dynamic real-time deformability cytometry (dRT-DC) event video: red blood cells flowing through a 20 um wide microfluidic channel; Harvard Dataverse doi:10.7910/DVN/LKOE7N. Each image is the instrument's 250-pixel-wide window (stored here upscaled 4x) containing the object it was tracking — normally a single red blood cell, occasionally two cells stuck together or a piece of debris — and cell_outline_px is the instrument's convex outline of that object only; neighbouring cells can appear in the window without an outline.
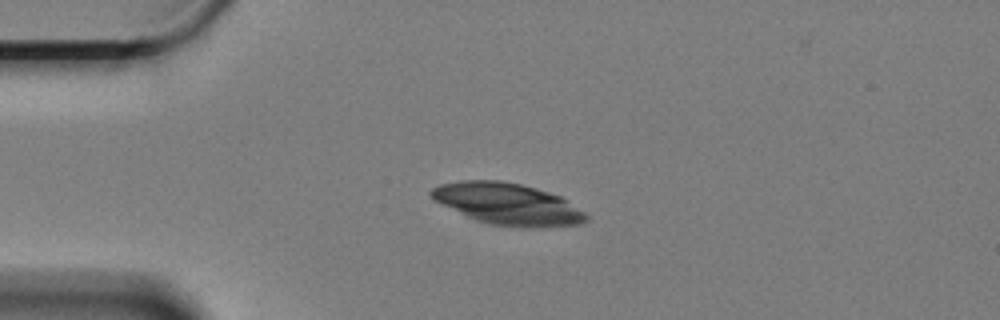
{"species": "Egyptian fruit bat (a non-hibernating species)", "species_latin": "Rousettus aegyptiacus", "temperature_condition": "cold", "stored_images_in_passage": 20, "camera_frame_rate_fps": 3000, "um_per_image_px": 0.085, "animal": {"sex": "female"}, "frame": {"image": 1, "passage_image": 13, "time_ms": 4.0, "image_size_px": [1000, 320], "cell_outline_px": [[588, 220], [580, 224], [536, 228], [524, 228], [488, 224], [476, 220], [436, 200], [428, 192], [432, 188], [440, 184], [460, 180], [500, 180], [520, 184], [536, 188], [560, 196], [584, 212], [588, 216]], "centroid_in_image_um": [43.18, 17.34], "position_along_channel_um": 41.8, "area_um2": 37.28}}